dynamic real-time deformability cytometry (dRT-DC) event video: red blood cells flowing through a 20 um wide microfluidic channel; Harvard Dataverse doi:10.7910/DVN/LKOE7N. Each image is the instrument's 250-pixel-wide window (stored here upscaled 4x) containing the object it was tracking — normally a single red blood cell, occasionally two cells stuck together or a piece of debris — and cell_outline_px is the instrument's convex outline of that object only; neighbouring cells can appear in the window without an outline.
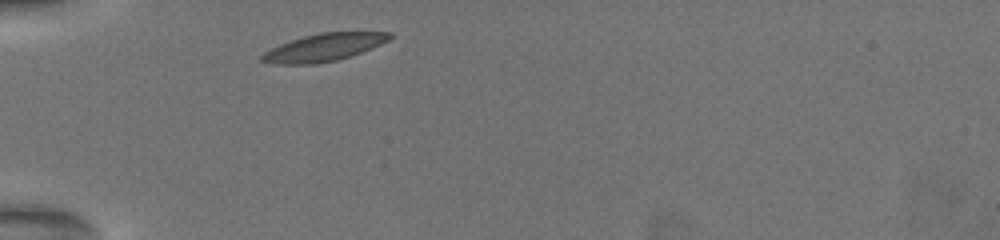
{"species": "common noctule bat (a hibernating species)", "species_latin": "Nyctalus noctula", "temperature_condition": "warm", "stored_images_in_passage": 10, "camera_frame_rate_fps": 3000, "um_per_image_px": 0.085, "animal": {"sex": "female", "body_mass_g": 19.5, "forearm_length_mm": 54.1}, "frame": {"image": 1, "passage_image": 1, "time_ms": 0.0, "image_size_px": [1000, 240], "cell_outline_px": [[392, 36], [388, 40], [372, 48], [336, 60], [312, 64], [272, 64], [260, 60], [260, 56], [264, 52], [280, 44], [304, 36], [320, 32], [392, 32]], "centroid_in_image_um": [27.5, 4.02], "position_along_channel_um": 57.5, "area_um2": 20.23}}
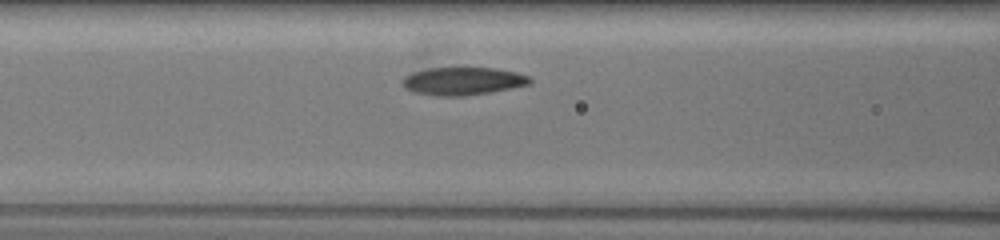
{"frame": {"image": 2, "passage_image": 6, "time_ms": 2.333, "image_size_px": [1000, 240], "cell_outline_px": [[532, 80], [528, 84], [512, 88], [492, 92], [464, 96], [432, 96], [412, 92], [404, 88], [400, 84], [400, 80], [404, 76], [412, 72], [428, 68], [492, 68], [516, 72], [532, 76]], "centroid_in_image_um": [39.28, 6.9], "position_along_channel_um": 127.3, "area_um2": 21.04}}
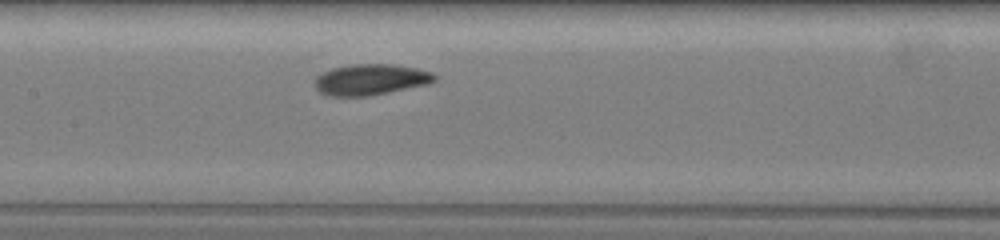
{"frame": {"image": 3, "passage_image": 9, "time_ms": 3.667, "image_size_px": [1000, 240], "cell_outline_px": [[436, 80], [428, 84], [368, 96], [328, 96], [320, 92], [316, 88], [316, 76], [332, 68], [352, 64], [392, 64], [416, 68], [432, 72], [436, 76]], "centroid_in_image_um": [31.51, 6.76], "position_along_channel_um": 175.9, "area_um2": 21.5}}